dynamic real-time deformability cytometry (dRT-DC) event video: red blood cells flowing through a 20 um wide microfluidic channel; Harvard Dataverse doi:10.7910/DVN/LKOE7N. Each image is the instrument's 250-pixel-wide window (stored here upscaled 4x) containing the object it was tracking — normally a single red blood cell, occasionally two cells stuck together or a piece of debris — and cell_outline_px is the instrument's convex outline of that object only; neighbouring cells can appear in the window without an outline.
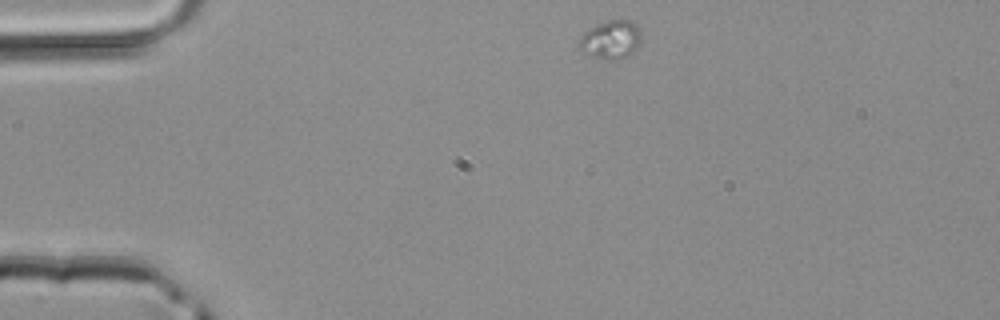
{"species": "common noctule bat (a hibernating species)", "species_latin": "Nyctalus noctula", "temperature_condition": "room temperature", "stored_images_in_passage": 2, "camera_frame_rate_fps": 3000, "um_per_image_px": 0.085, "animal": {"sex": "male", "body_mass_g": 20.4}, "frame": {"image": 1, "passage_image": 1, "time_ms": 0.0, "image_size_px": [1000, 320], "cell_outline_px": [[640, 44], [628, 56], [616, 60], [608, 60], [592, 56], [580, 52], [580, 40], [584, 32], [588, 28], [596, 24], [608, 20], [628, 20], [636, 24], [640, 28]], "centroid_in_image_um": [51.92, 3.37], "position_along_channel_um": 33.1, "area_um2": 13.99}}